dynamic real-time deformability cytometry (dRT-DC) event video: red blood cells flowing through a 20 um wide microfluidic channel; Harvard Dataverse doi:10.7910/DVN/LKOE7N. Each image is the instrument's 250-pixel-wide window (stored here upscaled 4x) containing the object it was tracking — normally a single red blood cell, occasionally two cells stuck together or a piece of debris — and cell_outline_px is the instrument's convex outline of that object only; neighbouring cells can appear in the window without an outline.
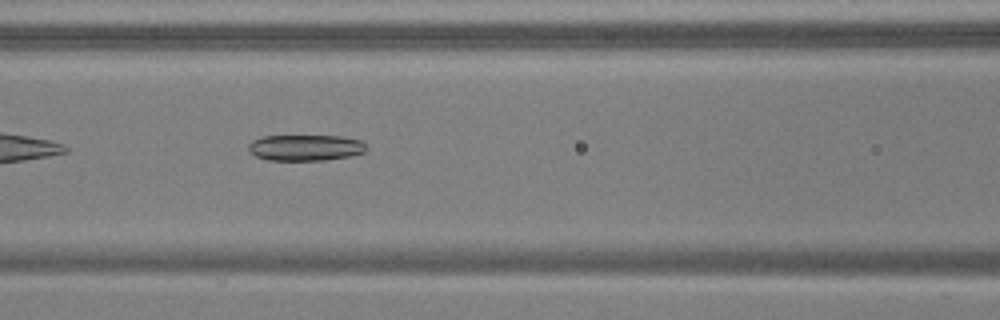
{"species": "common noctule bat (a hibernating species)", "species_latin": "Nyctalus noctula", "temperature_condition": "warm", "stored_images_in_passage": 37, "camera_frame_rate_fps": 3000, "um_per_image_px": 0.085, "animal": {"sex": "male", "body_mass_g": 17.9, "forearm_length_mm": 54.2}, "frame": {"image": 1, "passage_image": 7, "time_ms": 2.0, "image_size_px": [1000, 320], "cell_outline_px": [[368, 148], [364, 152], [348, 156], [324, 160], [268, 160], [256, 156], [248, 152], [248, 144], [252, 140], [264, 136], [340, 136], [360, 140]], "centroid_in_image_um": [25.92, 12.55], "position_along_channel_um": 140.7, "area_um2": 17.86}}
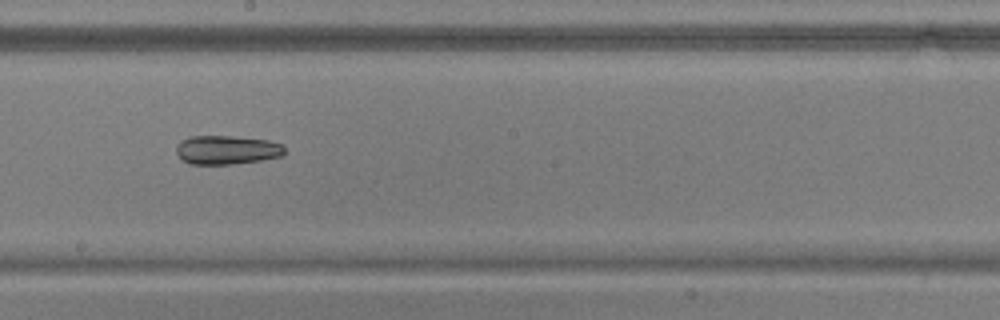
{"frame": {"image": 2, "passage_image": 14, "time_ms": 4.333, "image_size_px": [1000, 320], "cell_outline_px": [[284, 152], [280, 156], [260, 160], [232, 164], [188, 164], [176, 152], [176, 144], [180, 140], [188, 136], [232, 136], [268, 140], [280, 144], [284, 148]], "centroid_in_image_um": [19.22, 12.73], "position_along_channel_um": 229.0, "area_um2": 18.15}}
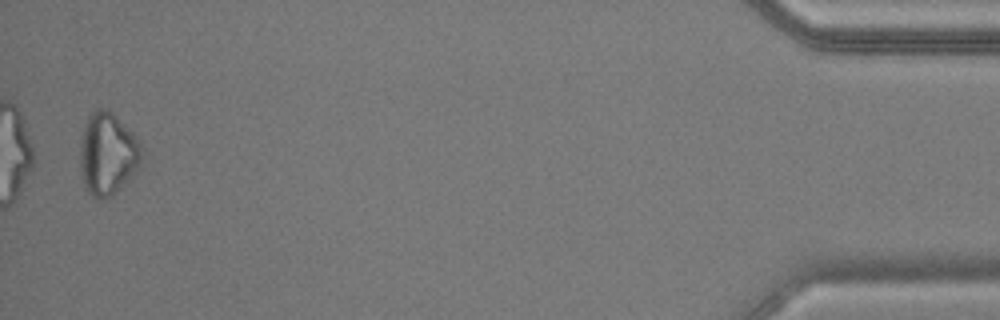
{"frame": {"image": 3, "passage_image": 36, "time_ms": 11.667, "image_size_px": [1000, 320], "cell_outline_px": [[140, 168], [112, 196], [104, 200], [96, 200], [84, 188], [80, 168], [80, 132], [88, 116], [96, 108], [104, 108], [112, 112], [140, 140]], "centroid_in_image_um": [9.11, 13.09], "position_along_channel_um": 426.1, "area_um2": 30.06}}